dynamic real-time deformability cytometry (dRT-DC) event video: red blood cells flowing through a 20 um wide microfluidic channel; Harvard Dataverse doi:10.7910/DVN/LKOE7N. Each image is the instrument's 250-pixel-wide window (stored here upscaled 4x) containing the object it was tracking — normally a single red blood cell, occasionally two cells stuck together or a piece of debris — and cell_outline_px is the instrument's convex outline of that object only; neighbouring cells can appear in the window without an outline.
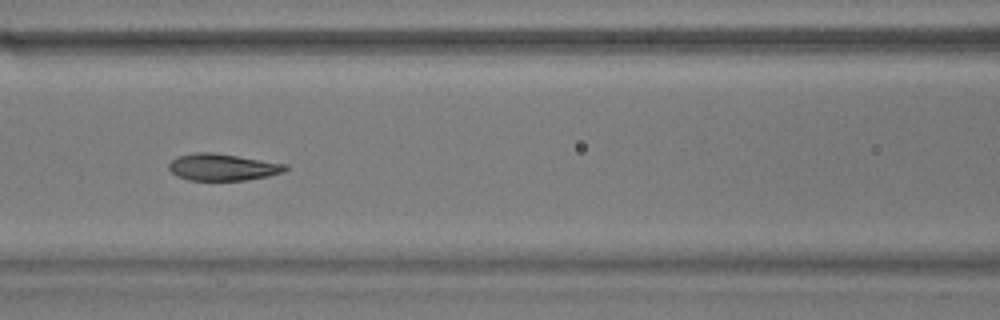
{"species": "common noctule bat (a hibernating species)", "species_latin": "Nyctalus noctula", "temperature_condition": "warm", "stored_images_in_passage": 7, "camera_frame_rate_fps": 3000, "um_per_image_px": 0.085, "animal": {"sex": "male", "body_mass_g": 17.9}, "frame": {"image": 1, "passage_image": 6, "time_ms": 1.667, "image_size_px": [1000, 320], "cell_outline_px": [[288, 168], [284, 172], [268, 176], [244, 180], [188, 180], [176, 176], [168, 168], [168, 164], [176, 156], [192, 152], [212, 152], [288, 164]], "centroid_in_image_um": [18.9, 14.2], "position_along_channel_um": 147.7, "area_um2": 18.32}}